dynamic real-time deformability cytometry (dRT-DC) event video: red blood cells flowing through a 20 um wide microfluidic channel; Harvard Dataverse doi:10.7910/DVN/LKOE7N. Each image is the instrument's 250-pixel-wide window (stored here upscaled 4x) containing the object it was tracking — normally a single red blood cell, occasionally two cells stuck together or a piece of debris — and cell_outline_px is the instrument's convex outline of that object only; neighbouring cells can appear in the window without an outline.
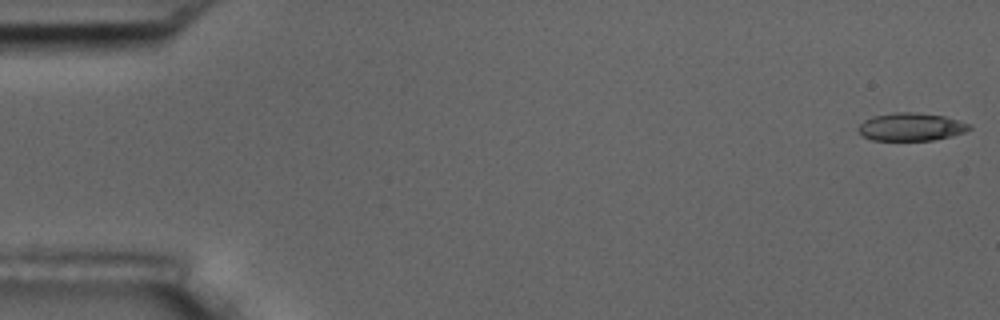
{"species": "common noctule bat (a hibernating species)", "species_latin": "Nyctalus noctula", "temperature_condition": "room temperature", "stored_images_in_passage": 56, "camera_frame_rate_fps": 3000, "um_per_image_px": 0.085, "animal": {"sex": "male", "body_mass_g": 17.5, "forearm_length_mm": 52.3}, "frame": {"image": 1, "passage_image": 1, "time_ms": 0.0, "image_size_px": [1000, 320], "cell_outline_px": [[972, 128], [964, 132], [952, 136], [932, 140], [872, 140], [864, 136], [856, 128], [864, 120], [872, 116], [892, 112], [916, 112], [944, 116], [972, 124]], "centroid_in_image_um": [77.45, 10.77], "position_along_channel_um": 7.6, "area_um2": 18.15}}
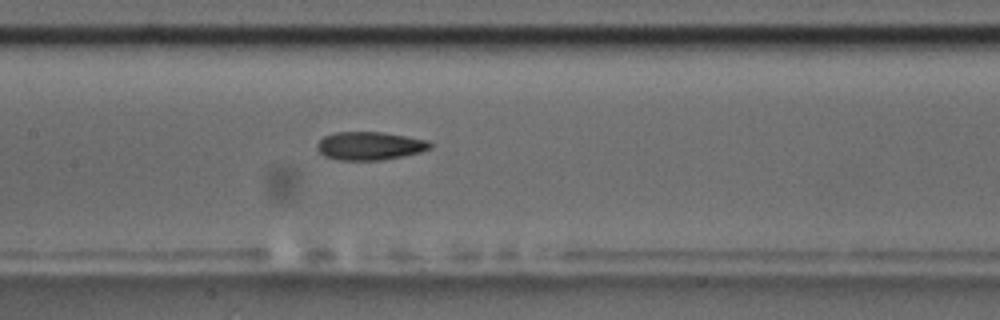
{"frame": {"image": 2, "passage_image": 27, "time_ms": 8.667, "image_size_px": [1000, 320], "cell_outline_px": [[432, 148], [420, 152], [404, 156], [380, 160], [340, 160], [324, 156], [316, 148], [316, 144], [324, 136], [336, 132], [380, 132], [428, 140], [432, 144]], "centroid_in_image_um": [31.42, 12.4], "position_along_channel_um": 176.0, "area_um2": 18.55}}
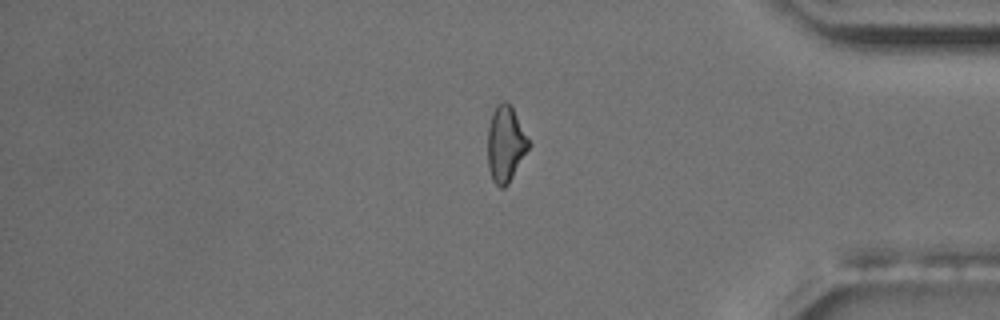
{"frame": {"image": 3, "passage_image": 47, "time_ms": 15.333, "image_size_px": [1000, 320], "cell_outline_px": [[532, 144], [508, 184], [504, 188], [500, 188], [492, 180], [488, 168], [488, 124], [492, 112], [496, 104], [504, 100], [508, 100]], "centroid_in_image_um": [42.98, 12.22], "position_along_channel_um": 392.2, "area_um2": 18.44}, "authors_computed_cell_mechanics": {"area_um2": 18.5827, "velocity_mm_per_s": 3.5978, "shape_relaxation_time_tau1_ms": 7.1811, "shape_relaxation_time_tau2_ms": 3.4055, "deformation_change_tau1": 0.1768, "deformation_change_tau2": 0.1059}}